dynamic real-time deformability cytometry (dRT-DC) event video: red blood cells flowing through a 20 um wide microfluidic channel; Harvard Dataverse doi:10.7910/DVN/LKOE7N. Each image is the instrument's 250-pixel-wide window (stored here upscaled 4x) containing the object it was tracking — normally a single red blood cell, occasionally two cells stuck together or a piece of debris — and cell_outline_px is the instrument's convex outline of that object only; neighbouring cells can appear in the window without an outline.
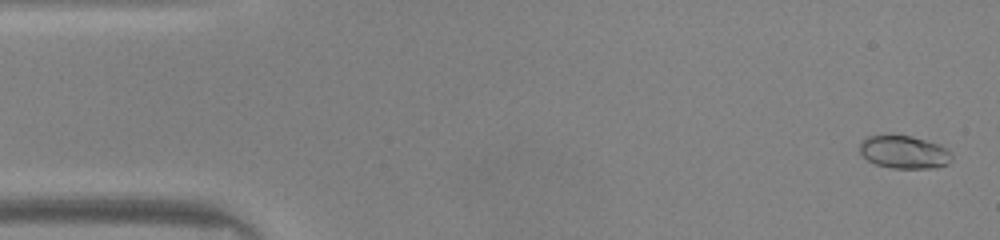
{"species": "common noctule bat (a hibernating species)", "species_latin": "Nyctalus noctula", "temperature_condition": "warm", "stored_images_in_passage": 48, "camera_frame_rate_fps": 3000, "um_per_image_px": 0.085, "animal": {"sex": "male", "body_mass_g": 20.0, "forearm_length_mm": 53.3}, "frame": {"image": 1, "passage_image": 2, "time_ms": 0.333, "image_size_px": [1000, 240], "cell_outline_px": [[952, 160], [948, 164], [936, 168], [892, 168], [876, 164], [868, 160], [860, 152], [860, 140], [864, 136], [912, 136], [940, 144], [952, 156]], "centroid_in_image_um": [76.84, 12.93], "position_along_channel_um": 8.2, "area_um2": 17.57}}
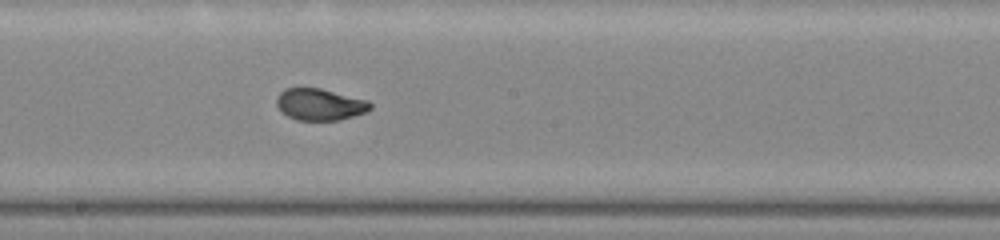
{"frame": {"image": 2, "passage_image": 26, "time_ms": 8.333, "image_size_px": [1000, 240], "cell_outline_px": [[372, 108], [368, 112], [340, 120], [296, 120], [288, 116], [276, 104], [276, 96], [284, 88], [320, 88], [368, 100], [372, 104]], "centroid_in_image_um": [27.22, 8.87], "position_along_channel_um": 221.0, "area_um2": 17.4}}
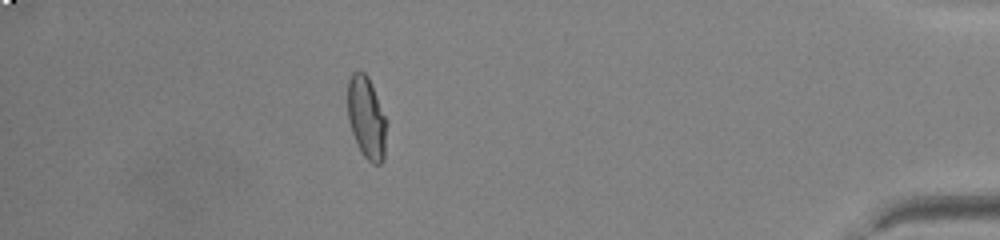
{"frame": {"image": 3, "passage_image": 43, "time_ms": 14.0, "image_size_px": [1000, 240], "cell_outline_px": [[384, 160], [380, 164], [372, 164], [364, 156], [352, 132], [348, 120], [348, 80], [352, 72], [364, 72], [368, 76], [384, 116]], "centroid_in_image_um": [31.11, 9.99], "position_along_channel_um": 404.1, "area_um2": 17.86}, "authors_computed_cell_mechanics": {"area_um2": 17.5712, "velocity_mm_per_s": 4.185, "shape_relaxation_time_tau1_ms": 4.2601, "shape_relaxation_time_tau2_ms": null, "deformation_change_tau1": 0.2086, "deformation_change_tau2": null}}